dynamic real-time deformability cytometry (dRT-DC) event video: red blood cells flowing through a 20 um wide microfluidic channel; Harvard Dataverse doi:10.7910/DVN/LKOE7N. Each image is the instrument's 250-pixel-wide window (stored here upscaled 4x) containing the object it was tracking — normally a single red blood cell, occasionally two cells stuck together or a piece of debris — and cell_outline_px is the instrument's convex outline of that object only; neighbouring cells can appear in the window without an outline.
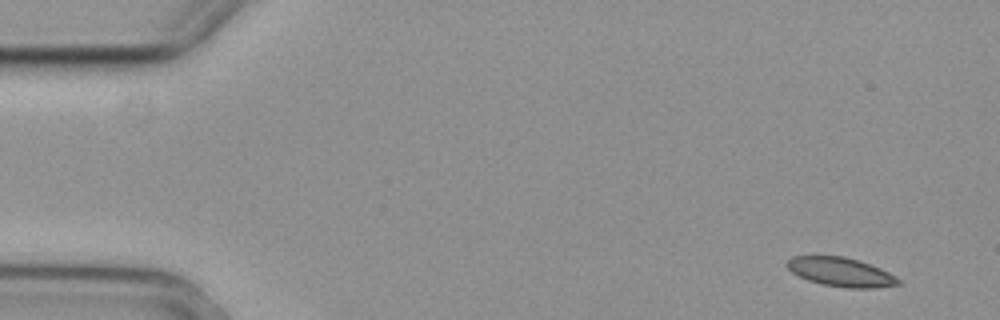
{"species": "common noctule bat (a hibernating species)", "species_latin": "Nyctalus noctula", "temperature_condition": "cold", "stored_images_in_passage": 7, "camera_frame_rate_fps": 3000, "um_per_image_px": 0.085, "animal": {"sex": "female", "body_mass_g": 29.2, "forearm_length_mm": 56.3}, "frame": {"image": 1, "passage_image": 1, "time_ms": 0.0, "image_size_px": [1000, 320], "cell_outline_px": [[900, 284], [876, 288], [844, 288], [820, 284], [808, 280], [792, 272], [784, 264], [792, 256], [844, 256], [860, 260], [880, 268], [896, 276], [900, 280]], "centroid_in_image_um": [71.47, 23.12], "position_along_channel_um": 13.5, "area_um2": 18.96}}
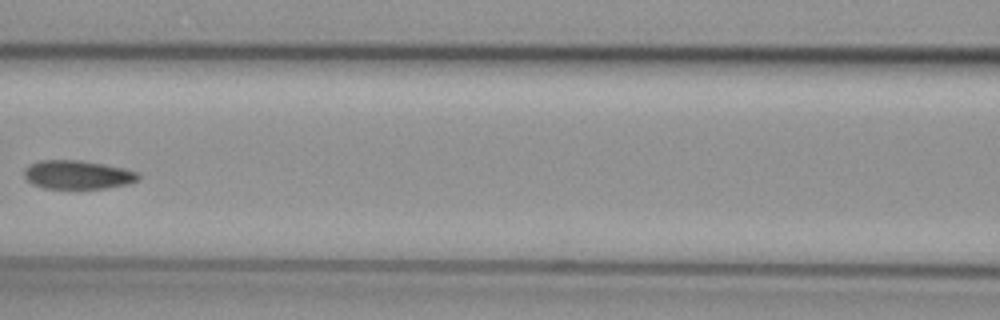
{"frame": {"image": 2, "passage_image": 6, "time_ms": 1.667, "image_size_px": [1000, 320], "cell_outline_px": [[140, 180], [128, 184], [104, 188], [44, 188], [32, 184], [24, 176], [24, 168], [28, 164], [40, 160], [80, 160], [104, 164], [124, 168], [140, 172]], "centroid_in_image_um": [6.61, 14.84], "position_along_channel_um": 160.0, "area_um2": 19.25}}
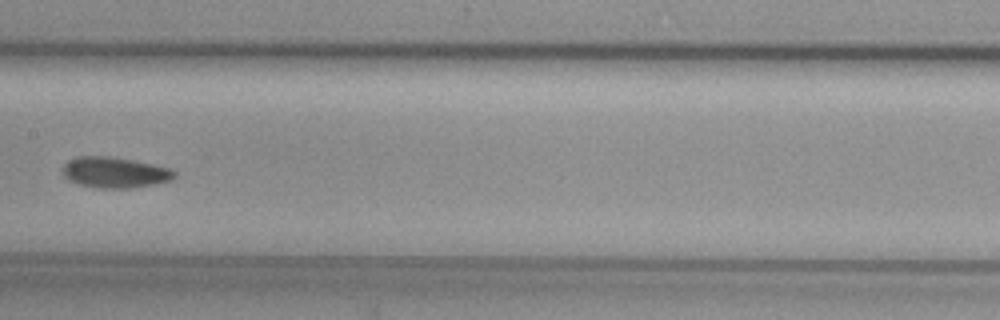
{"frame": {"image": 3, "passage_image": 7, "time_ms": 2.0, "image_size_px": [1000, 320], "cell_outline_px": [[176, 176], [172, 180], [132, 188], [96, 188], [80, 184], [68, 180], [64, 176], [64, 164], [68, 160], [80, 156], [108, 156], [132, 160], [152, 164], [168, 168], [176, 172]], "centroid_in_image_um": [9.75, 14.66], "position_along_channel_um": 197.6, "area_um2": 19.88}}